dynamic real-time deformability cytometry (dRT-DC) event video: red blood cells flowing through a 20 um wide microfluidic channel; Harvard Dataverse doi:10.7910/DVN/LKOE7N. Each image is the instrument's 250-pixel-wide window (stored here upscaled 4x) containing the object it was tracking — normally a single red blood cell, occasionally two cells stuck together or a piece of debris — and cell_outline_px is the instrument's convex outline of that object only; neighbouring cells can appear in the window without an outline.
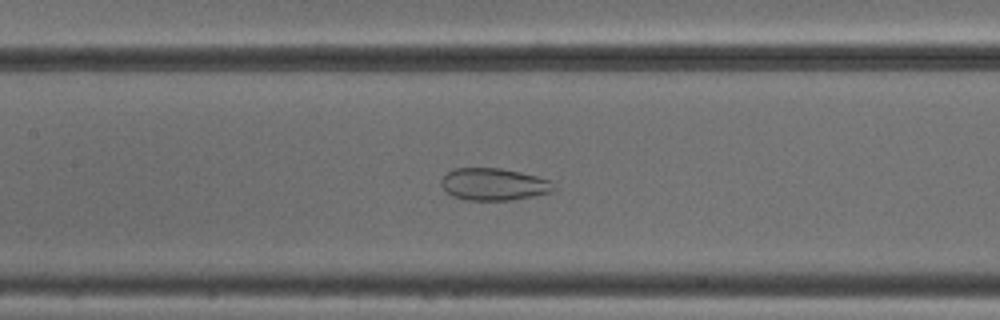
{"species": "common noctule bat (a hibernating species)", "species_latin": "Nyctalus noctula", "temperature_condition": "cold", "stored_images_in_passage": 53, "camera_frame_rate_fps": 3000, "um_per_image_px": 0.085, "animal": {"sex": "male", "body_mass_g": 18.8}, "frame": {"image": 1, "passage_image": 25, "time_ms": 8.0, "image_size_px": [1000, 320], "cell_outline_px": [[556, 188], [552, 192], [512, 200], [468, 200], [452, 196], [444, 192], [440, 184], [440, 180], [452, 168], [500, 168], [520, 172], [552, 180]], "centroid_in_image_um": [41.95, 15.66], "position_along_channel_um": 165.4, "area_um2": 21.33}}
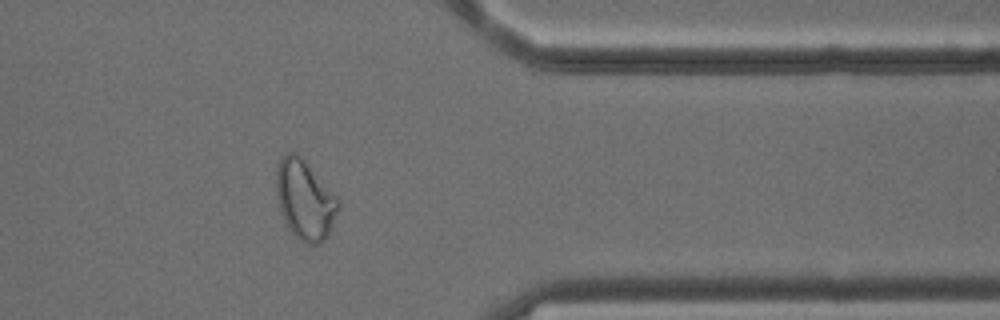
{"frame": {"image": 2, "passage_image": 43, "time_ms": 14.0, "image_size_px": [1000, 320], "cell_outline_px": [[340, 208], [332, 228], [328, 236], [320, 244], [308, 244], [300, 240], [292, 232], [280, 208], [276, 188], [276, 172], [280, 160], [288, 152], [296, 152], [304, 160], [340, 200]], "centroid_in_image_um": [25.96, 17.0], "position_along_channel_um": 385.4, "area_um2": 28.32}}
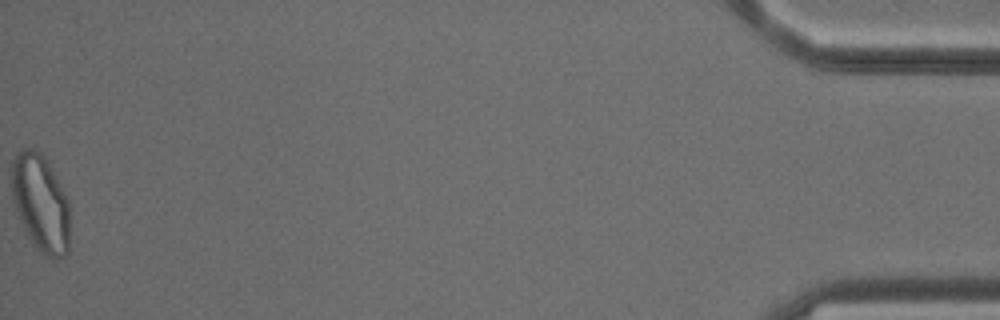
{"frame": {"image": 3, "passage_image": 53, "time_ms": 17.333, "image_size_px": [1000, 320], "cell_outline_px": [[68, 252], [64, 256], [56, 260], [52, 260], [44, 256], [36, 248], [28, 236], [20, 220], [12, 200], [12, 160], [24, 148], [36, 148], [44, 156], [68, 200]], "centroid_in_image_um": [3.44, 17.29], "position_along_channel_um": 431.8, "area_um2": 32.71}, "authors_computed_cell_mechanics": {"area_um2": 29.3046, "velocity_mm_per_s": 3.8645, "shape_relaxation_time_tau1_ms": null, "shape_relaxation_time_tau2_ms": 1.6961, "deformation_change_tau1": null, "deformation_change_tau2": 0.0695}}